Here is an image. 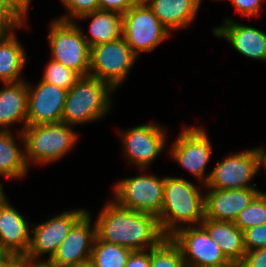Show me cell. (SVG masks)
Returning <instances> with one entry per match:
<instances>
[{
  "instance_id": "cell-35",
  "label": "cell",
  "mask_w": 266,
  "mask_h": 267,
  "mask_svg": "<svg viewBox=\"0 0 266 267\" xmlns=\"http://www.w3.org/2000/svg\"><path fill=\"white\" fill-rule=\"evenodd\" d=\"M0 12L15 26L24 27L26 19H24L7 0H0Z\"/></svg>"
},
{
  "instance_id": "cell-10",
  "label": "cell",
  "mask_w": 266,
  "mask_h": 267,
  "mask_svg": "<svg viewBox=\"0 0 266 267\" xmlns=\"http://www.w3.org/2000/svg\"><path fill=\"white\" fill-rule=\"evenodd\" d=\"M209 139L204 128L185 127L170 148L171 157L183 169L200 179L203 186L210 177V174L205 175L206 165L213 151Z\"/></svg>"
},
{
  "instance_id": "cell-33",
  "label": "cell",
  "mask_w": 266,
  "mask_h": 267,
  "mask_svg": "<svg viewBox=\"0 0 266 267\" xmlns=\"http://www.w3.org/2000/svg\"><path fill=\"white\" fill-rule=\"evenodd\" d=\"M238 13L244 17H256L259 15L262 0H230Z\"/></svg>"
},
{
  "instance_id": "cell-43",
  "label": "cell",
  "mask_w": 266,
  "mask_h": 267,
  "mask_svg": "<svg viewBox=\"0 0 266 267\" xmlns=\"http://www.w3.org/2000/svg\"><path fill=\"white\" fill-rule=\"evenodd\" d=\"M7 256L8 254L2 249L0 245V261L4 260Z\"/></svg>"
},
{
  "instance_id": "cell-34",
  "label": "cell",
  "mask_w": 266,
  "mask_h": 267,
  "mask_svg": "<svg viewBox=\"0 0 266 267\" xmlns=\"http://www.w3.org/2000/svg\"><path fill=\"white\" fill-rule=\"evenodd\" d=\"M151 249L132 251L124 267H150Z\"/></svg>"
},
{
  "instance_id": "cell-24",
  "label": "cell",
  "mask_w": 266,
  "mask_h": 267,
  "mask_svg": "<svg viewBox=\"0 0 266 267\" xmlns=\"http://www.w3.org/2000/svg\"><path fill=\"white\" fill-rule=\"evenodd\" d=\"M15 142L11 131H0V177L20 179L30 168L25 160V151Z\"/></svg>"
},
{
  "instance_id": "cell-9",
  "label": "cell",
  "mask_w": 266,
  "mask_h": 267,
  "mask_svg": "<svg viewBox=\"0 0 266 267\" xmlns=\"http://www.w3.org/2000/svg\"><path fill=\"white\" fill-rule=\"evenodd\" d=\"M165 177L153 174L124 178L114 185V200L121 206L159 216Z\"/></svg>"
},
{
  "instance_id": "cell-15",
  "label": "cell",
  "mask_w": 266,
  "mask_h": 267,
  "mask_svg": "<svg viewBox=\"0 0 266 267\" xmlns=\"http://www.w3.org/2000/svg\"><path fill=\"white\" fill-rule=\"evenodd\" d=\"M87 211L70 229L50 261L59 267H70L90 262L93 243L96 238V223L92 226ZM92 227V228H91Z\"/></svg>"
},
{
  "instance_id": "cell-23",
  "label": "cell",
  "mask_w": 266,
  "mask_h": 267,
  "mask_svg": "<svg viewBox=\"0 0 266 267\" xmlns=\"http://www.w3.org/2000/svg\"><path fill=\"white\" fill-rule=\"evenodd\" d=\"M13 27L7 34L0 38V82H18L23 70L27 56L21 43L17 40ZM13 31V32H12Z\"/></svg>"
},
{
  "instance_id": "cell-12",
  "label": "cell",
  "mask_w": 266,
  "mask_h": 267,
  "mask_svg": "<svg viewBox=\"0 0 266 267\" xmlns=\"http://www.w3.org/2000/svg\"><path fill=\"white\" fill-rule=\"evenodd\" d=\"M119 133H122L120 138L128 162L140 170L147 169L167 144L165 128L152 122Z\"/></svg>"
},
{
  "instance_id": "cell-13",
  "label": "cell",
  "mask_w": 266,
  "mask_h": 267,
  "mask_svg": "<svg viewBox=\"0 0 266 267\" xmlns=\"http://www.w3.org/2000/svg\"><path fill=\"white\" fill-rule=\"evenodd\" d=\"M86 209L65 211L33 227L30 247L24 259L38 260L48 254V260L57 252L72 226L86 213Z\"/></svg>"
},
{
  "instance_id": "cell-2",
  "label": "cell",
  "mask_w": 266,
  "mask_h": 267,
  "mask_svg": "<svg viewBox=\"0 0 266 267\" xmlns=\"http://www.w3.org/2000/svg\"><path fill=\"white\" fill-rule=\"evenodd\" d=\"M203 220L204 194L201 190L193 182L166 176L162 209L158 216L163 234L171 237L184 225H200Z\"/></svg>"
},
{
  "instance_id": "cell-41",
  "label": "cell",
  "mask_w": 266,
  "mask_h": 267,
  "mask_svg": "<svg viewBox=\"0 0 266 267\" xmlns=\"http://www.w3.org/2000/svg\"><path fill=\"white\" fill-rule=\"evenodd\" d=\"M261 152V165L265 167L266 170V150L263 147H259Z\"/></svg>"
},
{
  "instance_id": "cell-6",
  "label": "cell",
  "mask_w": 266,
  "mask_h": 267,
  "mask_svg": "<svg viewBox=\"0 0 266 267\" xmlns=\"http://www.w3.org/2000/svg\"><path fill=\"white\" fill-rule=\"evenodd\" d=\"M170 34L143 0L122 15V37L137 57L154 50Z\"/></svg>"
},
{
  "instance_id": "cell-7",
  "label": "cell",
  "mask_w": 266,
  "mask_h": 267,
  "mask_svg": "<svg viewBox=\"0 0 266 267\" xmlns=\"http://www.w3.org/2000/svg\"><path fill=\"white\" fill-rule=\"evenodd\" d=\"M138 57L123 37L90 48L89 75L109 83L114 89L126 79Z\"/></svg>"
},
{
  "instance_id": "cell-31",
  "label": "cell",
  "mask_w": 266,
  "mask_h": 267,
  "mask_svg": "<svg viewBox=\"0 0 266 267\" xmlns=\"http://www.w3.org/2000/svg\"><path fill=\"white\" fill-rule=\"evenodd\" d=\"M141 0H99V9L125 14Z\"/></svg>"
},
{
  "instance_id": "cell-28",
  "label": "cell",
  "mask_w": 266,
  "mask_h": 267,
  "mask_svg": "<svg viewBox=\"0 0 266 267\" xmlns=\"http://www.w3.org/2000/svg\"><path fill=\"white\" fill-rule=\"evenodd\" d=\"M42 81L56 85L69 91L76 81L81 77L78 73L70 68L65 67L62 63L50 59L44 69Z\"/></svg>"
},
{
  "instance_id": "cell-5",
  "label": "cell",
  "mask_w": 266,
  "mask_h": 267,
  "mask_svg": "<svg viewBox=\"0 0 266 267\" xmlns=\"http://www.w3.org/2000/svg\"><path fill=\"white\" fill-rule=\"evenodd\" d=\"M48 43L51 59L62 63L80 76L90 72V47L83 37L82 28L75 21L55 19L51 22Z\"/></svg>"
},
{
  "instance_id": "cell-29",
  "label": "cell",
  "mask_w": 266,
  "mask_h": 267,
  "mask_svg": "<svg viewBox=\"0 0 266 267\" xmlns=\"http://www.w3.org/2000/svg\"><path fill=\"white\" fill-rule=\"evenodd\" d=\"M61 2L66 7L69 15L56 19L63 21H74L81 15L99 9V0H61Z\"/></svg>"
},
{
  "instance_id": "cell-27",
  "label": "cell",
  "mask_w": 266,
  "mask_h": 267,
  "mask_svg": "<svg viewBox=\"0 0 266 267\" xmlns=\"http://www.w3.org/2000/svg\"><path fill=\"white\" fill-rule=\"evenodd\" d=\"M234 223L243 232L249 228L266 224V193L260 191L238 214Z\"/></svg>"
},
{
  "instance_id": "cell-44",
  "label": "cell",
  "mask_w": 266,
  "mask_h": 267,
  "mask_svg": "<svg viewBox=\"0 0 266 267\" xmlns=\"http://www.w3.org/2000/svg\"><path fill=\"white\" fill-rule=\"evenodd\" d=\"M3 184L0 182V200L6 198V195L2 189Z\"/></svg>"
},
{
  "instance_id": "cell-8",
  "label": "cell",
  "mask_w": 266,
  "mask_h": 267,
  "mask_svg": "<svg viewBox=\"0 0 266 267\" xmlns=\"http://www.w3.org/2000/svg\"><path fill=\"white\" fill-rule=\"evenodd\" d=\"M261 166L259 147L240 153H230L209 173L210 177L204 188L216 190L254 188L257 184L250 185L249 182L254 179Z\"/></svg>"
},
{
  "instance_id": "cell-39",
  "label": "cell",
  "mask_w": 266,
  "mask_h": 267,
  "mask_svg": "<svg viewBox=\"0 0 266 267\" xmlns=\"http://www.w3.org/2000/svg\"><path fill=\"white\" fill-rule=\"evenodd\" d=\"M32 267H59L54 265L50 260H42V261H38V260H32Z\"/></svg>"
},
{
  "instance_id": "cell-26",
  "label": "cell",
  "mask_w": 266,
  "mask_h": 267,
  "mask_svg": "<svg viewBox=\"0 0 266 267\" xmlns=\"http://www.w3.org/2000/svg\"><path fill=\"white\" fill-rule=\"evenodd\" d=\"M150 267H187L179 246L166 237L158 246L151 249Z\"/></svg>"
},
{
  "instance_id": "cell-25",
  "label": "cell",
  "mask_w": 266,
  "mask_h": 267,
  "mask_svg": "<svg viewBox=\"0 0 266 267\" xmlns=\"http://www.w3.org/2000/svg\"><path fill=\"white\" fill-rule=\"evenodd\" d=\"M132 251L127 247L102 241L96 236L90 263L92 267H124Z\"/></svg>"
},
{
  "instance_id": "cell-14",
  "label": "cell",
  "mask_w": 266,
  "mask_h": 267,
  "mask_svg": "<svg viewBox=\"0 0 266 267\" xmlns=\"http://www.w3.org/2000/svg\"><path fill=\"white\" fill-rule=\"evenodd\" d=\"M27 89V126L61 122L67 90L41 79Z\"/></svg>"
},
{
  "instance_id": "cell-45",
  "label": "cell",
  "mask_w": 266,
  "mask_h": 267,
  "mask_svg": "<svg viewBox=\"0 0 266 267\" xmlns=\"http://www.w3.org/2000/svg\"><path fill=\"white\" fill-rule=\"evenodd\" d=\"M70 267H92L91 263L88 262V263H85V264H82V265H76V266H70Z\"/></svg>"
},
{
  "instance_id": "cell-19",
  "label": "cell",
  "mask_w": 266,
  "mask_h": 267,
  "mask_svg": "<svg viewBox=\"0 0 266 267\" xmlns=\"http://www.w3.org/2000/svg\"><path fill=\"white\" fill-rule=\"evenodd\" d=\"M0 89V131H11L10 125L17 122L27 126V81L3 83Z\"/></svg>"
},
{
  "instance_id": "cell-22",
  "label": "cell",
  "mask_w": 266,
  "mask_h": 267,
  "mask_svg": "<svg viewBox=\"0 0 266 267\" xmlns=\"http://www.w3.org/2000/svg\"><path fill=\"white\" fill-rule=\"evenodd\" d=\"M88 18H92L89 25L91 36L84 35L83 31L82 33L90 48L122 37V14L98 9L81 15L77 19L87 20Z\"/></svg>"
},
{
  "instance_id": "cell-3",
  "label": "cell",
  "mask_w": 266,
  "mask_h": 267,
  "mask_svg": "<svg viewBox=\"0 0 266 267\" xmlns=\"http://www.w3.org/2000/svg\"><path fill=\"white\" fill-rule=\"evenodd\" d=\"M115 89L93 76H81L67 91L61 122L70 126L95 122L111 108L110 95Z\"/></svg>"
},
{
  "instance_id": "cell-40",
  "label": "cell",
  "mask_w": 266,
  "mask_h": 267,
  "mask_svg": "<svg viewBox=\"0 0 266 267\" xmlns=\"http://www.w3.org/2000/svg\"><path fill=\"white\" fill-rule=\"evenodd\" d=\"M16 257L8 255L4 260L0 261V267H10V265L16 260Z\"/></svg>"
},
{
  "instance_id": "cell-38",
  "label": "cell",
  "mask_w": 266,
  "mask_h": 267,
  "mask_svg": "<svg viewBox=\"0 0 266 267\" xmlns=\"http://www.w3.org/2000/svg\"><path fill=\"white\" fill-rule=\"evenodd\" d=\"M10 267H32V260L17 258Z\"/></svg>"
},
{
  "instance_id": "cell-17",
  "label": "cell",
  "mask_w": 266,
  "mask_h": 267,
  "mask_svg": "<svg viewBox=\"0 0 266 267\" xmlns=\"http://www.w3.org/2000/svg\"><path fill=\"white\" fill-rule=\"evenodd\" d=\"M259 192L256 188L208 189L204 193V218L234 222Z\"/></svg>"
},
{
  "instance_id": "cell-36",
  "label": "cell",
  "mask_w": 266,
  "mask_h": 267,
  "mask_svg": "<svg viewBox=\"0 0 266 267\" xmlns=\"http://www.w3.org/2000/svg\"><path fill=\"white\" fill-rule=\"evenodd\" d=\"M8 3L25 19L29 12V6L32 0H7Z\"/></svg>"
},
{
  "instance_id": "cell-32",
  "label": "cell",
  "mask_w": 266,
  "mask_h": 267,
  "mask_svg": "<svg viewBox=\"0 0 266 267\" xmlns=\"http://www.w3.org/2000/svg\"><path fill=\"white\" fill-rule=\"evenodd\" d=\"M242 267H266V247L247 251L241 262Z\"/></svg>"
},
{
  "instance_id": "cell-37",
  "label": "cell",
  "mask_w": 266,
  "mask_h": 267,
  "mask_svg": "<svg viewBox=\"0 0 266 267\" xmlns=\"http://www.w3.org/2000/svg\"><path fill=\"white\" fill-rule=\"evenodd\" d=\"M15 27L1 12H0V38L7 34Z\"/></svg>"
},
{
  "instance_id": "cell-11",
  "label": "cell",
  "mask_w": 266,
  "mask_h": 267,
  "mask_svg": "<svg viewBox=\"0 0 266 267\" xmlns=\"http://www.w3.org/2000/svg\"><path fill=\"white\" fill-rule=\"evenodd\" d=\"M171 239L179 246L187 267H219L229 262L201 225L185 226Z\"/></svg>"
},
{
  "instance_id": "cell-21",
  "label": "cell",
  "mask_w": 266,
  "mask_h": 267,
  "mask_svg": "<svg viewBox=\"0 0 266 267\" xmlns=\"http://www.w3.org/2000/svg\"><path fill=\"white\" fill-rule=\"evenodd\" d=\"M200 225L208 232L209 237L218 244L229 262H242L246 253L244 232L234 222L204 218Z\"/></svg>"
},
{
  "instance_id": "cell-20",
  "label": "cell",
  "mask_w": 266,
  "mask_h": 267,
  "mask_svg": "<svg viewBox=\"0 0 266 267\" xmlns=\"http://www.w3.org/2000/svg\"><path fill=\"white\" fill-rule=\"evenodd\" d=\"M158 20L170 31L190 26L195 20L200 0H143Z\"/></svg>"
},
{
  "instance_id": "cell-18",
  "label": "cell",
  "mask_w": 266,
  "mask_h": 267,
  "mask_svg": "<svg viewBox=\"0 0 266 267\" xmlns=\"http://www.w3.org/2000/svg\"><path fill=\"white\" fill-rule=\"evenodd\" d=\"M213 34L224 38L243 56L266 62V33L263 31L227 18L223 25L213 28Z\"/></svg>"
},
{
  "instance_id": "cell-42",
  "label": "cell",
  "mask_w": 266,
  "mask_h": 267,
  "mask_svg": "<svg viewBox=\"0 0 266 267\" xmlns=\"http://www.w3.org/2000/svg\"><path fill=\"white\" fill-rule=\"evenodd\" d=\"M219 267H242L241 263H236V262H228L227 264Z\"/></svg>"
},
{
  "instance_id": "cell-30",
  "label": "cell",
  "mask_w": 266,
  "mask_h": 267,
  "mask_svg": "<svg viewBox=\"0 0 266 267\" xmlns=\"http://www.w3.org/2000/svg\"><path fill=\"white\" fill-rule=\"evenodd\" d=\"M245 251L266 247V224L255 226L244 231Z\"/></svg>"
},
{
  "instance_id": "cell-1",
  "label": "cell",
  "mask_w": 266,
  "mask_h": 267,
  "mask_svg": "<svg viewBox=\"0 0 266 267\" xmlns=\"http://www.w3.org/2000/svg\"><path fill=\"white\" fill-rule=\"evenodd\" d=\"M95 221L100 240L133 251L153 249L166 238L158 217L123 207L114 200L107 201Z\"/></svg>"
},
{
  "instance_id": "cell-4",
  "label": "cell",
  "mask_w": 266,
  "mask_h": 267,
  "mask_svg": "<svg viewBox=\"0 0 266 267\" xmlns=\"http://www.w3.org/2000/svg\"><path fill=\"white\" fill-rule=\"evenodd\" d=\"M73 126L59 123L39 124L26 126L19 131V137L25 150V160L28 165H46L64 157L74 147L78 135L72 129Z\"/></svg>"
},
{
  "instance_id": "cell-16",
  "label": "cell",
  "mask_w": 266,
  "mask_h": 267,
  "mask_svg": "<svg viewBox=\"0 0 266 267\" xmlns=\"http://www.w3.org/2000/svg\"><path fill=\"white\" fill-rule=\"evenodd\" d=\"M31 232L28 221L6 198L0 200V245L10 256L24 258L27 254Z\"/></svg>"
}]
</instances>
